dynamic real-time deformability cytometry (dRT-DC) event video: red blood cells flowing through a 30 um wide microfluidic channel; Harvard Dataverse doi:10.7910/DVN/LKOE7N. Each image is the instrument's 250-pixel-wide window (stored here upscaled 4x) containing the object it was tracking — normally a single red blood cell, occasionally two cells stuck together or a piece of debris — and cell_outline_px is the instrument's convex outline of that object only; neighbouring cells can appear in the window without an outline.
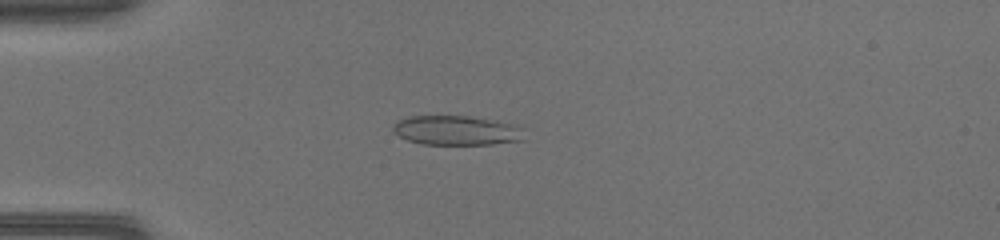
{"species": "common noctule bat (a hibernating species)", "species_latin": "Nyctalus noctula", "temperature_condition": "warm", "stored_images_in_passage": 49, "camera_frame_rate_fps": 3000, "um_per_image_px": 0.085, "animal": {"sex": "female", "body_mass_g": 17.0, "forearm_length_mm": 48.0}, "frame": {"image": 1, "passage_image": 13, "time_ms": 4.0, "image_size_px": [1000, 240], "cell_outline_px": [[524, 140], [492, 144], [424, 144], [408, 140], [392, 132], [392, 124], [396, 120], [408, 116], [468, 116], [496, 120], [524, 128]], "centroid_in_image_um": [38.79, 11.08], "position_along_channel_um": 46.2, "area_um2": 22.72}}
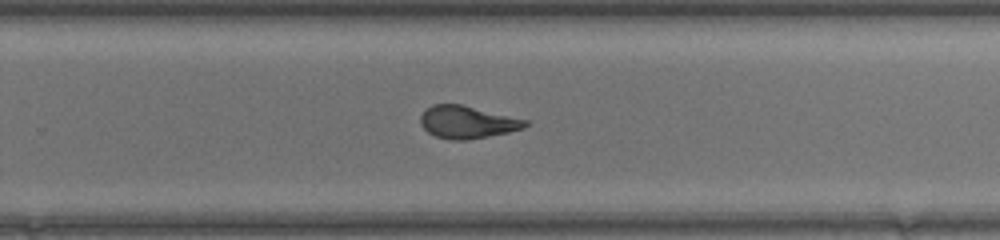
{"frame": {"image": 2, "passage_image": 32, "time_ms": 10.333, "image_size_px": [1000, 240], "cell_outline_px": [[528, 124], [524, 128], [508, 132], [468, 140], [452, 140], [436, 136], [428, 132], [420, 124], [420, 116], [424, 108], [432, 104], [460, 104], [528, 120]], "centroid_in_image_um": [39.68, 10.37], "position_along_channel_um": 290.1, "area_um2": 19.83}}
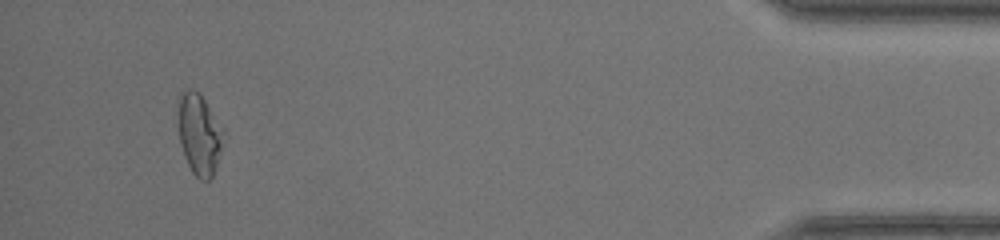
{"frame": {"image": 3, "passage_image": 46, "time_ms": 15.0, "image_size_px": [1000, 240], "cell_outline_px": [[224, 132], [216, 164], [212, 176], [208, 180], [200, 180], [192, 172], [184, 156], [180, 144], [176, 112], [180, 92], [188, 88], [192, 88], [200, 92]], "centroid_in_image_um": [16.87, 11.34], "position_along_channel_um": 418.3, "area_um2": 21.39}, "authors_computed_cell_mechanics": {"area_um2": 20.9814, "velocity_mm_per_s": 4.2391, "shape_relaxation_time_tau1_ms": null, "shape_relaxation_time_tau2_ms": 1.2882, "deformation_change_tau1": null, "deformation_change_tau2": 0.0732}}